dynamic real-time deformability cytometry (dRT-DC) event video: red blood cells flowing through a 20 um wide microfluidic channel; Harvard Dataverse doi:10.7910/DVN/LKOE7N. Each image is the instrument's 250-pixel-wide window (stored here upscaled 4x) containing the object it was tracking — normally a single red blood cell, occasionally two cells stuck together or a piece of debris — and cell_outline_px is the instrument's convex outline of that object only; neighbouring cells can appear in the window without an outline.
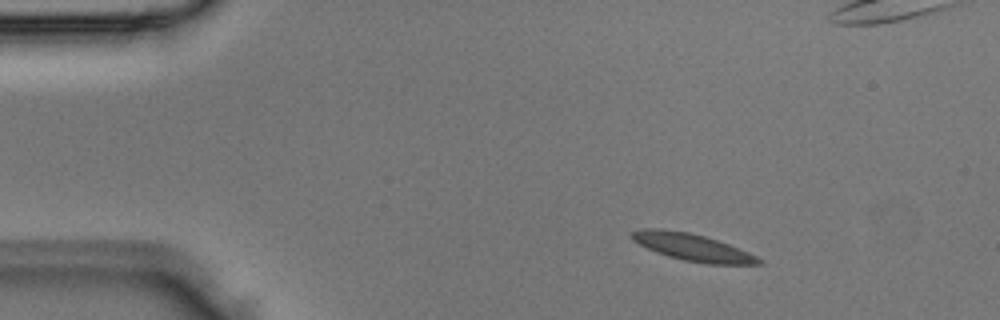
{"species": "Egyptian fruit bat (a non-hibernating species)", "species_latin": "Rousettus aegyptiacus", "temperature_condition": "room temperature", "stored_images_in_passage": 3, "camera_frame_rate_fps": 3000, "um_per_image_px": 0.085, "animal": {"sex": "male"}, "frame": {"image": 1, "passage_image": 1, "time_ms": 0.0, "image_size_px": [1000, 320], "cell_outline_px": [[764, 264], [708, 264], [684, 260], [668, 256], [656, 252], [632, 240], [632, 232], [644, 228], [660, 228], [688, 232], [704, 236], [728, 244], [748, 252], [764, 260]], "centroid_in_image_um": [58.88, 21.02], "position_along_channel_um": 26.1, "area_um2": 19.83}}